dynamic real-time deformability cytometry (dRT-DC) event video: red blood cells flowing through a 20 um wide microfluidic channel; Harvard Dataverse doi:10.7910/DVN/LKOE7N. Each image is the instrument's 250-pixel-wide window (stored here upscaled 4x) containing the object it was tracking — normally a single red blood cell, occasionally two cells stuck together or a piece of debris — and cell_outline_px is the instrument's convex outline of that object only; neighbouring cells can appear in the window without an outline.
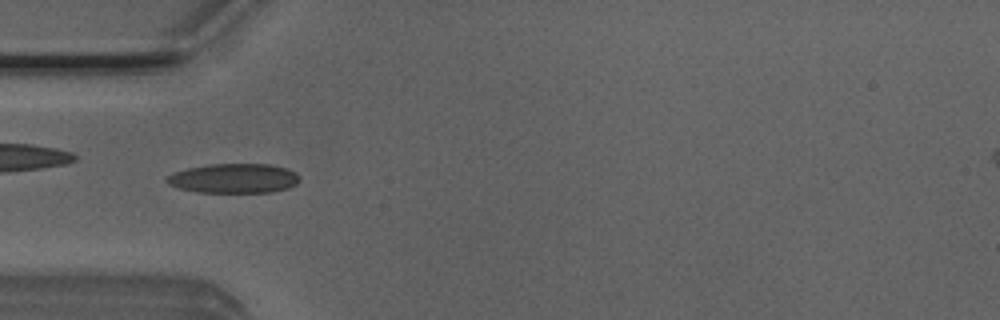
{"species": "Egyptian fruit bat (a non-hibernating species)", "species_latin": "Rousettus aegyptiacus", "temperature_condition": "room temperature", "stored_images_in_passage": 6, "camera_frame_rate_fps": 3000, "um_per_image_px": 0.085, "animal": {"sex": "male"}, "frame": {"image": 1, "passage_image": 4, "time_ms": 1.0, "image_size_px": [1000, 320], "cell_outline_px": [[300, 180], [296, 184], [288, 188], [268, 192], [196, 192], [176, 188], [168, 184], [164, 180], [168, 176], [176, 172], [188, 168], [212, 164], [268, 164], [288, 168], [296, 172], [300, 176]], "centroid_in_image_um": [19.89, 15.16], "position_along_channel_um": 65.1, "area_um2": 22.89}}